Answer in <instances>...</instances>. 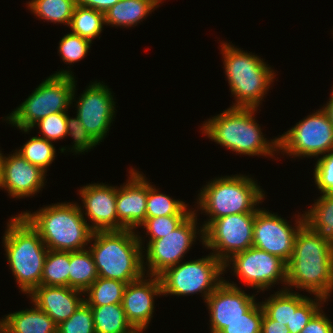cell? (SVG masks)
<instances>
[{
	"instance_id": "obj_32",
	"label": "cell",
	"mask_w": 333,
	"mask_h": 333,
	"mask_svg": "<svg viewBox=\"0 0 333 333\" xmlns=\"http://www.w3.org/2000/svg\"><path fill=\"white\" fill-rule=\"evenodd\" d=\"M315 297L316 299L312 300L307 296H301L295 292L292 293L291 328H288L290 333H300L312 317L321 309L320 305L322 302L327 301L322 297Z\"/></svg>"
},
{
	"instance_id": "obj_22",
	"label": "cell",
	"mask_w": 333,
	"mask_h": 333,
	"mask_svg": "<svg viewBox=\"0 0 333 333\" xmlns=\"http://www.w3.org/2000/svg\"><path fill=\"white\" fill-rule=\"evenodd\" d=\"M57 324L34 305L8 314L0 321V333H57Z\"/></svg>"
},
{
	"instance_id": "obj_44",
	"label": "cell",
	"mask_w": 333,
	"mask_h": 333,
	"mask_svg": "<svg viewBox=\"0 0 333 333\" xmlns=\"http://www.w3.org/2000/svg\"><path fill=\"white\" fill-rule=\"evenodd\" d=\"M120 0H76L77 5L95 9L105 13Z\"/></svg>"
},
{
	"instance_id": "obj_28",
	"label": "cell",
	"mask_w": 333,
	"mask_h": 333,
	"mask_svg": "<svg viewBox=\"0 0 333 333\" xmlns=\"http://www.w3.org/2000/svg\"><path fill=\"white\" fill-rule=\"evenodd\" d=\"M127 283L114 279L98 277L85 291L88 298L84 301L89 306H104L122 303Z\"/></svg>"
},
{
	"instance_id": "obj_29",
	"label": "cell",
	"mask_w": 333,
	"mask_h": 333,
	"mask_svg": "<svg viewBox=\"0 0 333 333\" xmlns=\"http://www.w3.org/2000/svg\"><path fill=\"white\" fill-rule=\"evenodd\" d=\"M69 267L70 252L48 250L40 285L69 287Z\"/></svg>"
},
{
	"instance_id": "obj_6",
	"label": "cell",
	"mask_w": 333,
	"mask_h": 333,
	"mask_svg": "<svg viewBox=\"0 0 333 333\" xmlns=\"http://www.w3.org/2000/svg\"><path fill=\"white\" fill-rule=\"evenodd\" d=\"M245 175L226 176L215 180L201 190L199 200L200 210H205L211 219L201 228V239L204 244V229L214 220L228 215L252 213L257 211L256 204L261 203L264 191L260 186Z\"/></svg>"
},
{
	"instance_id": "obj_36",
	"label": "cell",
	"mask_w": 333,
	"mask_h": 333,
	"mask_svg": "<svg viewBox=\"0 0 333 333\" xmlns=\"http://www.w3.org/2000/svg\"><path fill=\"white\" fill-rule=\"evenodd\" d=\"M263 307L255 303L243 317L226 324L219 333H261Z\"/></svg>"
},
{
	"instance_id": "obj_9",
	"label": "cell",
	"mask_w": 333,
	"mask_h": 333,
	"mask_svg": "<svg viewBox=\"0 0 333 333\" xmlns=\"http://www.w3.org/2000/svg\"><path fill=\"white\" fill-rule=\"evenodd\" d=\"M224 264L213 254L167 268L159 275L163 295L204 293V300L224 281ZM203 291V292H202Z\"/></svg>"
},
{
	"instance_id": "obj_35",
	"label": "cell",
	"mask_w": 333,
	"mask_h": 333,
	"mask_svg": "<svg viewBox=\"0 0 333 333\" xmlns=\"http://www.w3.org/2000/svg\"><path fill=\"white\" fill-rule=\"evenodd\" d=\"M57 333H95L91 307L84 301L67 320L57 326Z\"/></svg>"
},
{
	"instance_id": "obj_40",
	"label": "cell",
	"mask_w": 333,
	"mask_h": 333,
	"mask_svg": "<svg viewBox=\"0 0 333 333\" xmlns=\"http://www.w3.org/2000/svg\"><path fill=\"white\" fill-rule=\"evenodd\" d=\"M314 179L322 194L333 195V151L317 160L314 169Z\"/></svg>"
},
{
	"instance_id": "obj_15",
	"label": "cell",
	"mask_w": 333,
	"mask_h": 333,
	"mask_svg": "<svg viewBox=\"0 0 333 333\" xmlns=\"http://www.w3.org/2000/svg\"><path fill=\"white\" fill-rule=\"evenodd\" d=\"M77 102V116L87 132L99 143L107 135L115 113V102L110 89L93 82Z\"/></svg>"
},
{
	"instance_id": "obj_7",
	"label": "cell",
	"mask_w": 333,
	"mask_h": 333,
	"mask_svg": "<svg viewBox=\"0 0 333 333\" xmlns=\"http://www.w3.org/2000/svg\"><path fill=\"white\" fill-rule=\"evenodd\" d=\"M222 44L225 74L231 93L237 98L232 107L257 108L274 79V71L258 56Z\"/></svg>"
},
{
	"instance_id": "obj_33",
	"label": "cell",
	"mask_w": 333,
	"mask_h": 333,
	"mask_svg": "<svg viewBox=\"0 0 333 333\" xmlns=\"http://www.w3.org/2000/svg\"><path fill=\"white\" fill-rule=\"evenodd\" d=\"M16 152L32 165L40 167L45 172L56 157L55 147L52 142L39 136L32 137Z\"/></svg>"
},
{
	"instance_id": "obj_8",
	"label": "cell",
	"mask_w": 333,
	"mask_h": 333,
	"mask_svg": "<svg viewBox=\"0 0 333 333\" xmlns=\"http://www.w3.org/2000/svg\"><path fill=\"white\" fill-rule=\"evenodd\" d=\"M75 78L67 70L56 72L43 81L35 91L13 111L7 120L24 132L35 124L58 112H66L75 95Z\"/></svg>"
},
{
	"instance_id": "obj_37",
	"label": "cell",
	"mask_w": 333,
	"mask_h": 333,
	"mask_svg": "<svg viewBox=\"0 0 333 333\" xmlns=\"http://www.w3.org/2000/svg\"><path fill=\"white\" fill-rule=\"evenodd\" d=\"M91 47V41L79 35L69 33L59 42V53L64 62L71 64L82 60Z\"/></svg>"
},
{
	"instance_id": "obj_34",
	"label": "cell",
	"mask_w": 333,
	"mask_h": 333,
	"mask_svg": "<svg viewBox=\"0 0 333 333\" xmlns=\"http://www.w3.org/2000/svg\"><path fill=\"white\" fill-rule=\"evenodd\" d=\"M261 305L264 313L270 319L287 325V328H291L292 292L287 287L284 290L277 291L276 294L270 296Z\"/></svg>"
},
{
	"instance_id": "obj_24",
	"label": "cell",
	"mask_w": 333,
	"mask_h": 333,
	"mask_svg": "<svg viewBox=\"0 0 333 333\" xmlns=\"http://www.w3.org/2000/svg\"><path fill=\"white\" fill-rule=\"evenodd\" d=\"M90 307L95 333H133L135 331L127 321L122 303Z\"/></svg>"
},
{
	"instance_id": "obj_3",
	"label": "cell",
	"mask_w": 333,
	"mask_h": 333,
	"mask_svg": "<svg viewBox=\"0 0 333 333\" xmlns=\"http://www.w3.org/2000/svg\"><path fill=\"white\" fill-rule=\"evenodd\" d=\"M22 215L38 231L48 250H84L94 232L81 207L73 203H58Z\"/></svg>"
},
{
	"instance_id": "obj_2",
	"label": "cell",
	"mask_w": 333,
	"mask_h": 333,
	"mask_svg": "<svg viewBox=\"0 0 333 333\" xmlns=\"http://www.w3.org/2000/svg\"><path fill=\"white\" fill-rule=\"evenodd\" d=\"M142 237L134 230L94 231L89 249L98 277L131 283L144 277Z\"/></svg>"
},
{
	"instance_id": "obj_11",
	"label": "cell",
	"mask_w": 333,
	"mask_h": 333,
	"mask_svg": "<svg viewBox=\"0 0 333 333\" xmlns=\"http://www.w3.org/2000/svg\"><path fill=\"white\" fill-rule=\"evenodd\" d=\"M257 211L214 219L204 229V244L228 267L229 259L253 246V226ZM215 249V250H214ZM216 251V252H215Z\"/></svg>"
},
{
	"instance_id": "obj_13",
	"label": "cell",
	"mask_w": 333,
	"mask_h": 333,
	"mask_svg": "<svg viewBox=\"0 0 333 333\" xmlns=\"http://www.w3.org/2000/svg\"><path fill=\"white\" fill-rule=\"evenodd\" d=\"M298 219L295 228L277 214L258 209L253 226V247L278 256L288 263L292 257L296 234L305 224V215L302 214Z\"/></svg>"
},
{
	"instance_id": "obj_46",
	"label": "cell",
	"mask_w": 333,
	"mask_h": 333,
	"mask_svg": "<svg viewBox=\"0 0 333 333\" xmlns=\"http://www.w3.org/2000/svg\"><path fill=\"white\" fill-rule=\"evenodd\" d=\"M2 157H3V155H2V153H1V151H0V173H1Z\"/></svg>"
},
{
	"instance_id": "obj_16",
	"label": "cell",
	"mask_w": 333,
	"mask_h": 333,
	"mask_svg": "<svg viewBox=\"0 0 333 333\" xmlns=\"http://www.w3.org/2000/svg\"><path fill=\"white\" fill-rule=\"evenodd\" d=\"M236 284L223 281L205 301L210 313L211 333H219L226 324L245 314L256 302Z\"/></svg>"
},
{
	"instance_id": "obj_10",
	"label": "cell",
	"mask_w": 333,
	"mask_h": 333,
	"mask_svg": "<svg viewBox=\"0 0 333 333\" xmlns=\"http://www.w3.org/2000/svg\"><path fill=\"white\" fill-rule=\"evenodd\" d=\"M278 150L289 156L312 157L333 151V123L324 108L299 121L278 137Z\"/></svg>"
},
{
	"instance_id": "obj_19",
	"label": "cell",
	"mask_w": 333,
	"mask_h": 333,
	"mask_svg": "<svg viewBox=\"0 0 333 333\" xmlns=\"http://www.w3.org/2000/svg\"><path fill=\"white\" fill-rule=\"evenodd\" d=\"M129 173L127 183L116 187L118 230H133L146 220L147 180L135 169Z\"/></svg>"
},
{
	"instance_id": "obj_45",
	"label": "cell",
	"mask_w": 333,
	"mask_h": 333,
	"mask_svg": "<svg viewBox=\"0 0 333 333\" xmlns=\"http://www.w3.org/2000/svg\"><path fill=\"white\" fill-rule=\"evenodd\" d=\"M330 101L324 106V109L328 113L332 123H333V90H332V95L329 99Z\"/></svg>"
},
{
	"instance_id": "obj_1",
	"label": "cell",
	"mask_w": 333,
	"mask_h": 333,
	"mask_svg": "<svg viewBox=\"0 0 333 333\" xmlns=\"http://www.w3.org/2000/svg\"><path fill=\"white\" fill-rule=\"evenodd\" d=\"M288 286L328 299L333 290V245L305 223L297 232L287 263Z\"/></svg>"
},
{
	"instance_id": "obj_4",
	"label": "cell",
	"mask_w": 333,
	"mask_h": 333,
	"mask_svg": "<svg viewBox=\"0 0 333 333\" xmlns=\"http://www.w3.org/2000/svg\"><path fill=\"white\" fill-rule=\"evenodd\" d=\"M7 227L3 242L8 264L21 291L30 294L41 284L48 249L22 213L12 217Z\"/></svg>"
},
{
	"instance_id": "obj_25",
	"label": "cell",
	"mask_w": 333,
	"mask_h": 333,
	"mask_svg": "<svg viewBox=\"0 0 333 333\" xmlns=\"http://www.w3.org/2000/svg\"><path fill=\"white\" fill-rule=\"evenodd\" d=\"M306 212L305 223L333 245V195L323 194Z\"/></svg>"
},
{
	"instance_id": "obj_27",
	"label": "cell",
	"mask_w": 333,
	"mask_h": 333,
	"mask_svg": "<svg viewBox=\"0 0 333 333\" xmlns=\"http://www.w3.org/2000/svg\"><path fill=\"white\" fill-rule=\"evenodd\" d=\"M184 203L158 193V190L147 181L146 218L190 216L194 211L187 210V204Z\"/></svg>"
},
{
	"instance_id": "obj_20",
	"label": "cell",
	"mask_w": 333,
	"mask_h": 333,
	"mask_svg": "<svg viewBox=\"0 0 333 333\" xmlns=\"http://www.w3.org/2000/svg\"><path fill=\"white\" fill-rule=\"evenodd\" d=\"M80 189L85 215L94 223L90 228L93 231L118 230L116 188L102 183Z\"/></svg>"
},
{
	"instance_id": "obj_17",
	"label": "cell",
	"mask_w": 333,
	"mask_h": 333,
	"mask_svg": "<svg viewBox=\"0 0 333 333\" xmlns=\"http://www.w3.org/2000/svg\"><path fill=\"white\" fill-rule=\"evenodd\" d=\"M45 171L32 165L19 153L2 157L0 188L14 198L29 197L44 186Z\"/></svg>"
},
{
	"instance_id": "obj_18",
	"label": "cell",
	"mask_w": 333,
	"mask_h": 333,
	"mask_svg": "<svg viewBox=\"0 0 333 333\" xmlns=\"http://www.w3.org/2000/svg\"><path fill=\"white\" fill-rule=\"evenodd\" d=\"M143 277L128 283L123 293L122 306L127 321L135 330H145L154 310V296H160L162 284L159 276ZM149 280V281H148Z\"/></svg>"
},
{
	"instance_id": "obj_31",
	"label": "cell",
	"mask_w": 333,
	"mask_h": 333,
	"mask_svg": "<svg viewBox=\"0 0 333 333\" xmlns=\"http://www.w3.org/2000/svg\"><path fill=\"white\" fill-rule=\"evenodd\" d=\"M76 5V0H31L28 3L30 11L35 16L50 22L67 25H70Z\"/></svg>"
},
{
	"instance_id": "obj_47",
	"label": "cell",
	"mask_w": 333,
	"mask_h": 333,
	"mask_svg": "<svg viewBox=\"0 0 333 333\" xmlns=\"http://www.w3.org/2000/svg\"><path fill=\"white\" fill-rule=\"evenodd\" d=\"M142 330H135L133 333H141Z\"/></svg>"
},
{
	"instance_id": "obj_21",
	"label": "cell",
	"mask_w": 333,
	"mask_h": 333,
	"mask_svg": "<svg viewBox=\"0 0 333 333\" xmlns=\"http://www.w3.org/2000/svg\"><path fill=\"white\" fill-rule=\"evenodd\" d=\"M83 291L66 286L40 285L29 295L37 308L44 311L57 325L67 320L84 302Z\"/></svg>"
},
{
	"instance_id": "obj_30",
	"label": "cell",
	"mask_w": 333,
	"mask_h": 333,
	"mask_svg": "<svg viewBox=\"0 0 333 333\" xmlns=\"http://www.w3.org/2000/svg\"><path fill=\"white\" fill-rule=\"evenodd\" d=\"M104 24V13L76 5L69 27L72 29L71 33L92 42V39L101 33Z\"/></svg>"
},
{
	"instance_id": "obj_12",
	"label": "cell",
	"mask_w": 333,
	"mask_h": 333,
	"mask_svg": "<svg viewBox=\"0 0 333 333\" xmlns=\"http://www.w3.org/2000/svg\"><path fill=\"white\" fill-rule=\"evenodd\" d=\"M229 260L233 262L234 273L257 290L264 291L279 280L286 285L287 263L278 256L252 246Z\"/></svg>"
},
{
	"instance_id": "obj_5",
	"label": "cell",
	"mask_w": 333,
	"mask_h": 333,
	"mask_svg": "<svg viewBox=\"0 0 333 333\" xmlns=\"http://www.w3.org/2000/svg\"><path fill=\"white\" fill-rule=\"evenodd\" d=\"M256 110L230 106L219 115L208 119L202 130L214 142L236 153L273 156L274 151H279L278 138L268 142L263 137L259 124L253 118Z\"/></svg>"
},
{
	"instance_id": "obj_23",
	"label": "cell",
	"mask_w": 333,
	"mask_h": 333,
	"mask_svg": "<svg viewBox=\"0 0 333 333\" xmlns=\"http://www.w3.org/2000/svg\"><path fill=\"white\" fill-rule=\"evenodd\" d=\"M162 0H120L105 13V24L131 27L144 19Z\"/></svg>"
},
{
	"instance_id": "obj_26",
	"label": "cell",
	"mask_w": 333,
	"mask_h": 333,
	"mask_svg": "<svg viewBox=\"0 0 333 333\" xmlns=\"http://www.w3.org/2000/svg\"><path fill=\"white\" fill-rule=\"evenodd\" d=\"M97 278L98 272L90 250L70 252V288L84 292Z\"/></svg>"
},
{
	"instance_id": "obj_38",
	"label": "cell",
	"mask_w": 333,
	"mask_h": 333,
	"mask_svg": "<svg viewBox=\"0 0 333 333\" xmlns=\"http://www.w3.org/2000/svg\"><path fill=\"white\" fill-rule=\"evenodd\" d=\"M189 216H163L155 218H146L141 225L146 228V235H150L149 244L153 240L167 236L178 228Z\"/></svg>"
},
{
	"instance_id": "obj_14",
	"label": "cell",
	"mask_w": 333,
	"mask_h": 333,
	"mask_svg": "<svg viewBox=\"0 0 333 333\" xmlns=\"http://www.w3.org/2000/svg\"><path fill=\"white\" fill-rule=\"evenodd\" d=\"M195 211L167 236L151 241L147 245L146 262L149 275L159 276L167 268L181 263L182 257L196 239L197 218Z\"/></svg>"
},
{
	"instance_id": "obj_41",
	"label": "cell",
	"mask_w": 333,
	"mask_h": 333,
	"mask_svg": "<svg viewBox=\"0 0 333 333\" xmlns=\"http://www.w3.org/2000/svg\"><path fill=\"white\" fill-rule=\"evenodd\" d=\"M67 135H71L74 139L73 152L82 153L95 147L99 142L93 138L83 126V123L76 115L75 118H69L67 114Z\"/></svg>"
},
{
	"instance_id": "obj_43",
	"label": "cell",
	"mask_w": 333,
	"mask_h": 333,
	"mask_svg": "<svg viewBox=\"0 0 333 333\" xmlns=\"http://www.w3.org/2000/svg\"><path fill=\"white\" fill-rule=\"evenodd\" d=\"M261 333H290L287 325L270 319L263 310V319L261 324Z\"/></svg>"
},
{
	"instance_id": "obj_42",
	"label": "cell",
	"mask_w": 333,
	"mask_h": 333,
	"mask_svg": "<svg viewBox=\"0 0 333 333\" xmlns=\"http://www.w3.org/2000/svg\"><path fill=\"white\" fill-rule=\"evenodd\" d=\"M320 309L300 333H333V323Z\"/></svg>"
},
{
	"instance_id": "obj_39",
	"label": "cell",
	"mask_w": 333,
	"mask_h": 333,
	"mask_svg": "<svg viewBox=\"0 0 333 333\" xmlns=\"http://www.w3.org/2000/svg\"><path fill=\"white\" fill-rule=\"evenodd\" d=\"M35 125L40 128L42 137L48 141L61 140L67 135V113L58 112L49 114Z\"/></svg>"
}]
</instances>
